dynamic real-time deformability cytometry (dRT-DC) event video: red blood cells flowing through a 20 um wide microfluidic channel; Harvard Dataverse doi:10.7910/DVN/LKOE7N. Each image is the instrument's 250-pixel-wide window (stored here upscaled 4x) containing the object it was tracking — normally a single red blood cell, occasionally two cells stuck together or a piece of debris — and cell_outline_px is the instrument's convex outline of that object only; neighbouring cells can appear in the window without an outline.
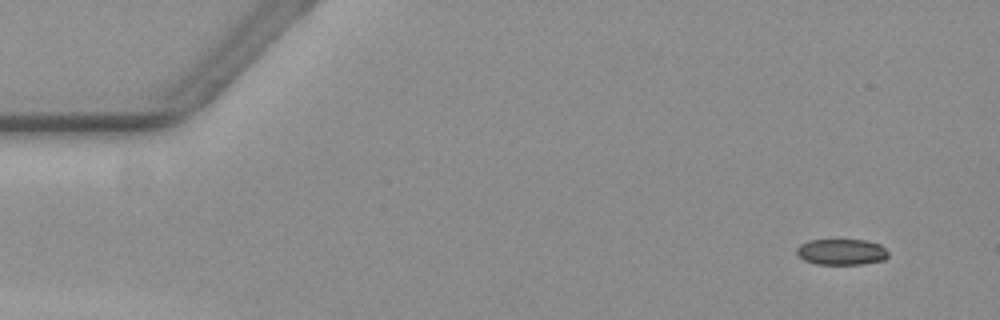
{"species": "common noctule bat (a hibernating species)", "species_latin": "Nyctalus noctula", "temperature_condition": "warm", "stored_images_in_passage": 55, "camera_frame_rate_fps": 3000, "um_per_image_px": 0.085, "animal": {"sex": "female", "body_mass_g": 19.3, "forearm_length_mm": 54.1}, "frame": {"image": 1, "passage_image": 1, "time_ms": 0.0, "image_size_px": [1000, 320], "cell_outline_px": [[888, 256], [884, 260], [860, 264], [816, 264], [804, 260], [796, 252], [796, 248], [800, 244], [808, 240], [864, 240], [880, 244], [888, 252]], "centroid_in_image_um": [71.52, 21.41], "position_along_channel_um": 13.5, "area_um2": 13.81}}
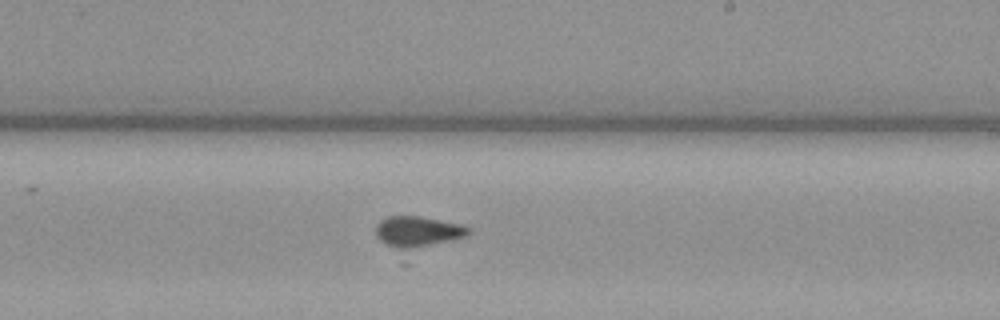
{"frame": {"image": 2, "passage_image": 31, "time_ms": 10.0, "image_size_px": [1000, 320], "cell_outline_px": [[468, 236], [452, 240], [408, 248], [400, 248], [388, 244], [380, 240], [376, 236], [376, 224], [380, 220], [388, 216], [420, 216], [460, 224], [468, 228]], "centroid_in_image_um": [35.48, 19.65], "position_along_channel_um": 253.5, "area_um2": 16.01}}
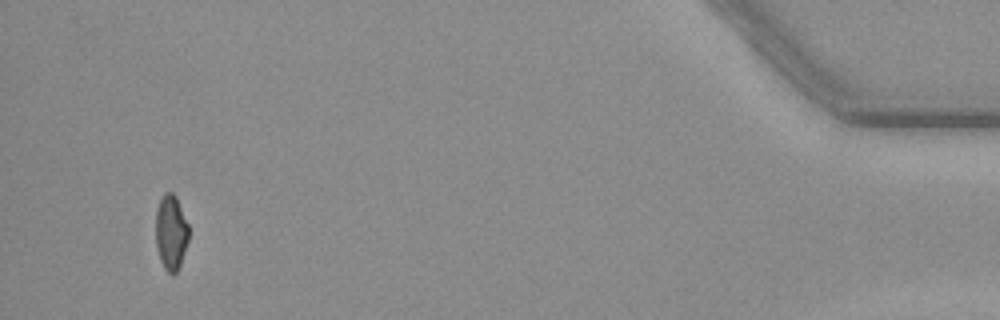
{"frame": {"image": 3, "passage_image": 52, "time_ms": 17.0, "image_size_px": [1000, 320], "cell_outline_px": [[188, 240], [180, 264], [176, 272], [168, 272], [164, 268], [160, 260], [156, 248], [156, 208], [164, 192], [172, 192], [176, 196], [188, 224]], "centroid_in_image_um": [14.52, 19.72], "position_along_channel_um": 420.7, "area_um2": 14.33}, "authors_computed_cell_mechanics": {"area_um2": 15.0858, "velocity_mm_per_s": 3.5588, "shape_relaxation_time_tau1_ms": 1.0578, "shape_relaxation_time_tau2_ms": null, "deformation_change_tau1": 0.1743, "deformation_change_tau2": null}}